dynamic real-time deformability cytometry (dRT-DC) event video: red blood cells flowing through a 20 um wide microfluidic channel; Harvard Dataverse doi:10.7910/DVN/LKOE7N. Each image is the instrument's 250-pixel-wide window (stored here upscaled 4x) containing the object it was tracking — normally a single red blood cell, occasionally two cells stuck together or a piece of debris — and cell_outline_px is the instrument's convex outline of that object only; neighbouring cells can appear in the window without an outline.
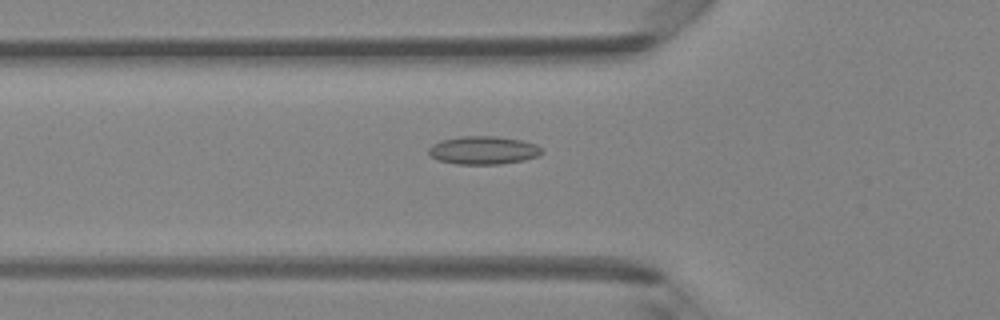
{"species": "Egyptian fruit bat (a non-hibernating species)", "species_latin": "Rousettus aegyptiacus", "temperature_condition": "room temperature", "stored_images_in_passage": 36, "camera_frame_rate_fps": 3000, "um_per_image_px": 0.085, "animal": {"sex": "female"}, "frame": {"image": 1, "passage_image": 6, "time_ms": 1.667, "image_size_px": [1000, 320], "cell_outline_px": [[544, 152], [540, 156], [524, 160], [500, 164], [456, 164], [440, 160], [432, 156], [428, 152], [428, 148], [432, 144], [440, 140], [460, 136], [496, 136], [520, 140], [536, 144]], "centroid_in_image_um": [41.09, 12.77], "position_along_channel_um": 84.7, "area_um2": 18.61}}
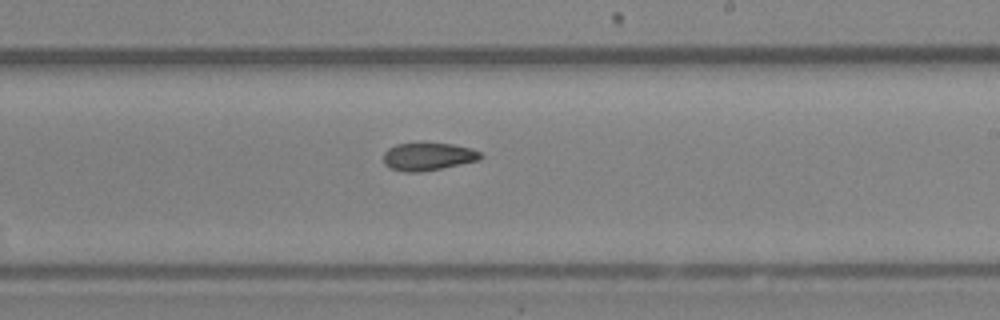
{"frame": {"image": 2, "passage_image": 18, "time_ms": 5.667, "image_size_px": [1000, 320], "cell_outline_px": [[484, 156], [480, 160], [420, 172], [404, 172], [388, 168], [384, 164], [384, 152], [388, 148], [396, 144], [420, 140], [452, 144], [472, 148], [480, 152]], "centroid_in_image_um": [36.36, 13.26], "position_along_channel_um": 252.6, "area_um2": 16.42}}
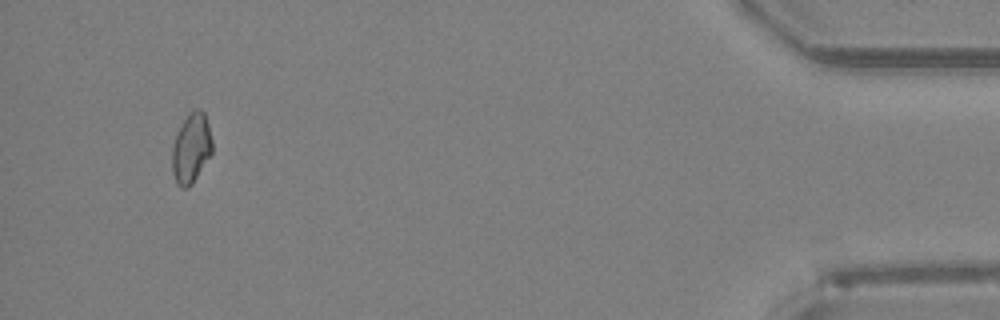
{"frame": {"image": 3, "passage_image": 35, "time_ms": 11.333, "image_size_px": [1000, 320], "cell_outline_px": [[212, 152], [192, 184], [188, 188], [180, 188], [176, 184], [172, 172], [172, 148], [176, 136], [188, 112], [196, 108], [200, 108], [204, 112], [208, 124], [212, 140]], "centroid_in_image_um": [16.25, 12.61], "position_along_channel_um": 419.0, "area_um2": 16.3}}